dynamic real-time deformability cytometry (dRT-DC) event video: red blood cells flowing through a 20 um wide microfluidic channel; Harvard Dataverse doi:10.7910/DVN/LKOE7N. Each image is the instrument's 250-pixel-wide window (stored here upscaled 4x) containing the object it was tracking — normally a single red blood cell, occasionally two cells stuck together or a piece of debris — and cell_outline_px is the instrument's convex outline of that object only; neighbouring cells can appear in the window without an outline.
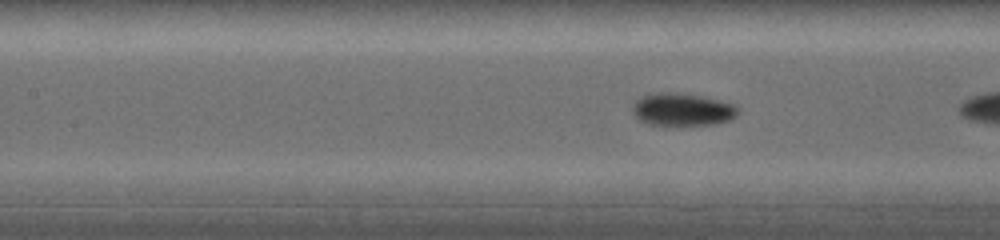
{"species": "common noctule bat (a hibernating species)", "species_latin": "Nyctalus noctula", "temperature_condition": "warm", "stored_images_in_passage": 16, "camera_frame_rate_fps": 5000, "um_per_image_px": 0.085, "animal": {"sex": "female", "body_mass_g": 19.0, "forearm_length_mm": 53.3}, "frame": {"image": 1, "passage_image": 12, "time_ms": 2.8, "image_size_px": [1000, 240], "cell_outline_px": [[740, 112], [736, 116], [728, 120], [716, 124], [680, 128], [664, 128], [648, 124], [636, 120], [632, 112], [632, 104], [640, 96], [652, 92], [684, 92], [704, 96], [736, 104], [740, 108]], "centroid_in_image_um": [57.96, 9.35], "position_along_channel_um": 149.4, "area_um2": 21.79}}